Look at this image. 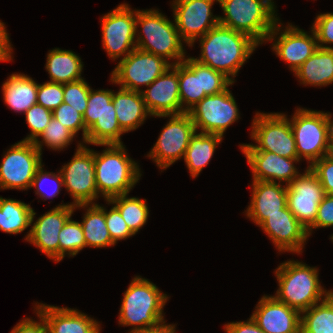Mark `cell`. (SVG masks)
Masks as SVG:
<instances>
[{
  "instance_id": "cell-1",
  "label": "cell",
  "mask_w": 333,
  "mask_h": 333,
  "mask_svg": "<svg viewBox=\"0 0 333 333\" xmlns=\"http://www.w3.org/2000/svg\"><path fill=\"white\" fill-rule=\"evenodd\" d=\"M197 39L200 42L201 53L193 59L221 72L233 83L240 68L259 46L248 35L221 24H217Z\"/></svg>"
},
{
  "instance_id": "cell-2",
  "label": "cell",
  "mask_w": 333,
  "mask_h": 333,
  "mask_svg": "<svg viewBox=\"0 0 333 333\" xmlns=\"http://www.w3.org/2000/svg\"><path fill=\"white\" fill-rule=\"evenodd\" d=\"M123 294L118 324L133 326L128 333H141L165 321L163 308L169 297L148 279L135 276Z\"/></svg>"
},
{
  "instance_id": "cell-3",
  "label": "cell",
  "mask_w": 333,
  "mask_h": 333,
  "mask_svg": "<svg viewBox=\"0 0 333 333\" xmlns=\"http://www.w3.org/2000/svg\"><path fill=\"white\" fill-rule=\"evenodd\" d=\"M275 270L279 288L273 296L300 313L323 301L333 292L322 287L317 267H310L298 260H288Z\"/></svg>"
},
{
  "instance_id": "cell-4",
  "label": "cell",
  "mask_w": 333,
  "mask_h": 333,
  "mask_svg": "<svg viewBox=\"0 0 333 333\" xmlns=\"http://www.w3.org/2000/svg\"><path fill=\"white\" fill-rule=\"evenodd\" d=\"M105 146L102 153L94 151L95 178L99 195L109 200L123 194H129L140 180L141 170L133 161L123 144Z\"/></svg>"
},
{
  "instance_id": "cell-5",
  "label": "cell",
  "mask_w": 333,
  "mask_h": 333,
  "mask_svg": "<svg viewBox=\"0 0 333 333\" xmlns=\"http://www.w3.org/2000/svg\"><path fill=\"white\" fill-rule=\"evenodd\" d=\"M165 16L158 9L136 10V48L160 56L169 63L173 60L171 65H176L186 57L185 42L175 21L172 23Z\"/></svg>"
},
{
  "instance_id": "cell-6",
  "label": "cell",
  "mask_w": 333,
  "mask_h": 333,
  "mask_svg": "<svg viewBox=\"0 0 333 333\" xmlns=\"http://www.w3.org/2000/svg\"><path fill=\"white\" fill-rule=\"evenodd\" d=\"M223 10L219 24L244 33L259 45L266 42L280 20L273 0H218Z\"/></svg>"
},
{
  "instance_id": "cell-7",
  "label": "cell",
  "mask_w": 333,
  "mask_h": 333,
  "mask_svg": "<svg viewBox=\"0 0 333 333\" xmlns=\"http://www.w3.org/2000/svg\"><path fill=\"white\" fill-rule=\"evenodd\" d=\"M290 120L298 158H305L308 167L331 153L329 112L297 108Z\"/></svg>"
},
{
  "instance_id": "cell-8",
  "label": "cell",
  "mask_w": 333,
  "mask_h": 333,
  "mask_svg": "<svg viewBox=\"0 0 333 333\" xmlns=\"http://www.w3.org/2000/svg\"><path fill=\"white\" fill-rule=\"evenodd\" d=\"M83 120L88 130L85 144H123L121 135L125 132L118 124L112 101V90L90 88L87 108Z\"/></svg>"
},
{
  "instance_id": "cell-9",
  "label": "cell",
  "mask_w": 333,
  "mask_h": 333,
  "mask_svg": "<svg viewBox=\"0 0 333 333\" xmlns=\"http://www.w3.org/2000/svg\"><path fill=\"white\" fill-rule=\"evenodd\" d=\"M249 144L255 151H268L285 158H298L290 120L284 113L257 112L251 125Z\"/></svg>"
},
{
  "instance_id": "cell-10",
  "label": "cell",
  "mask_w": 333,
  "mask_h": 333,
  "mask_svg": "<svg viewBox=\"0 0 333 333\" xmlns=\"http://www.w3.org/2000/svg\"><path fill=\"white\" fill-rule=\"evenodd\" d=\"M170 66L164 58L135 48L118 62L110 74V81L121 88L141 92V85L149 86Z\"/></svg>"
},
{
  "instance_id": "cell-11",
  "label": "cell",
  "mask_w": 333,
  "mask_h": 333,
  "mask_svg": "<svg viewBox=\"0 0 333 333\" xmlns=\"http://www.w3.org/2000/svg\"><path fill=\"white\" fill-rule=\"evenodd\" d=\"M155 117H169L156 143L147 154V157L151 158L163 171L184 157L196 128L188 113Z\"/></svg>"
},
{
  "instance_id": "cell-12",
  "label": "cell",
  "mask_w": 333,
  "mask_h": 333,
  "mask_svg": "<svg viewBox=\"0 0 333 333\" xmlns=\"http://www.w3.org/2000/svg\"><path fill=\"white\" fill-rule=\"evenodd\" d=\"M63 185L74 206L79 204H95L98 190L95 178L94 150L78 143L73 158L59 170Z\"/></svg>"
},
{
  "instance_id": "cell-13",
  "label": "cell",
  "mask_w": 333,
  "mask_h": 333,
  "mask_svg": "<svg viewBox=\"0 0 333 333\" xmlns=\"http://www.w3.org/2000/svg\"><path fill=\"white\" fill-rule=\"evenodd\" d=\"M42 154L34 142L19 141L4 153L0 163V190H28L37 169L42 165Z\"/></svg>"
},
{
  "instance_id": "cell-14",
  "label": "cell",
  "mask_w": 333,
  "mask_h": 333,
  "mask_svg": "<svg viewBox=\"0 0 333 333\" xmlns=\"http://www.w3.org/2000/svg\"><path fill=\"white\" fill-rule=\"evenodd\" d=\"M198 132L224 136L227 128L239 120V109L229 88L205 96L187 112Z\"/></svg>"
},
{
  "instance_id": "cell-15",
  "label": "cell",
  "mask_w": 333,
  "mask_h": 333,
  "mask_svg": "<svg viewBox=\"0 0 333 333\" xmlns=\"http://www.w3.org/2000/svg\"><path fill=\"white\" fill-rule=\"evenodd\" d=\"M101 18L103 49L114 61L124 59L136 48V10L123 3Z\"/></svg>"
},
{
  "instance_id": "cell-16",
  "label": "cell",
  "mask_w": 333,
  "mask_h": 333,
  "mask_svg": "<svg viewBox=\"0 0 333 333\" xmlns=\"http://www.w3.org/2000/svg\"><path fill=\"white\" fill-rule=\"evenodd\" d=\"M282 25L279 20L268 35L266 42L274 40L271 49L281 60L287 62L290 70L294 72L318 48L316 34L312 28L310 35L291 23H288L285 29Z\"/></svg>"
},
{
  "instance_id": "cell-17",
  "label": "cell",
  "mask_w": 333,
  "mask_h": 333,
  "mask_svg": "<svg viewBox=\"0 0 333 333\" xmlns=\"http://www.w3.org/2000/svg\"><path fill=\"white\" fill-rule=\"evenodd\" d=\"M218 0H173V17L181 39L192 47L197 38L204 36L219 24L212 6ZM214 16V17H213Z\"/></svg>"
},
{
  "instance_id": "cell-18",
  "label": "cell",
  "mask_w": 333,
  "mask_h": 333,
  "mask_svg": "<svg viewBox=\"0 0 333 333\" xmlns=\"http://www.w3.org/2000/svg\"><path fill=\"white\" fill-rule=\"evenodd\" d=\"M75 206L62 203L41 215L35 222L36 212L32 211L31 230L24 240L40 249L48 258L59 262V232L74 213ZM34 222V223H33Z\"/></svg>"
},
{
  "instance_id": "cell-19",
  "label": "cell",
  "mask_w": 333,
  "mask_h": 333,
  "mask_svg": "<svg viewBox=\"0 0 333 333\" xmlns=\"http://www.w3.org/2000/svg\"><path fill=\"white\" fill-rule=\"evenodd\" d=\"M324 196L321 182L309 167L287 185V206L306 229L314 223Z\"/></svg>"
},
{
  "instance_id": "cell-20",
  "label": "cell",
  "mask_w": 333,
  "mask_h": 333,
  "mask_svg": "<svg viewBox=\"0 0 333 333\" xmlns=\"http://www.w3.org/2000/svg\"><path fill=\"white\" fill-rule=\"evenodd\" d=\"M141 93L151 116L186 113L179 93V63L170 66Z\"/></svg>"
},
{
  "instance_id": "cell-21",
  "label": "cell",
  "mask_w": 333,
  "mask_h": 333,
  "mask_svg": "<svg viewBox=\"0 0 333 333\" xmlns=\"http://www.w3.org/2000/svg\"><path fill=\"white\" fill-rule=\"evenodd\" d=\"M242 153L251 168L253 179L289 185L300 172L294 166L299 158H285L268 151H255L249 144L240 145ZM295 162V164H294Z\"/></svg>"
},
{
  "instance_id": "cell-22",
  "label": "cell",
  "mask_w": 333,
  "mask_h": 333,
  "mask_svg": "<svg viewBox=\"0 0 333 333\" xmlns=\"http://www.w3.org/2000/svg\"><path fill=\"white\" fill-rule=\"evenodd\" d=\"M266 233L279 253H302L308 240L307 229L297 220L286 205L280 213L268 215L259 226Z\"/></svg>"
},
{
  "instance_id": "cell-23",
  "label": "cell",
  "mask_w": 333,
  "mask_h": 333,
  "mask_svg": "<svg viewBox=\"0 0 333 333\" xmlns=\"http://www.w3.org/2000/svg\"><path fill=\"white\" fill-rule=\"evenodd\" d=\"M251 317L265 333H300L301 330V313L272 295H263Z\"/></svg>"
},
{
  "instance_id": "cell-24",
  "label": "cell",
  "mask_w": 333,
  "mask_h": 333,
  "mask_svg": "<svg viewBox=\"0 0 333 333\" xmlns=\"http://www.w3.org/2000/svg\"><path fill=\"white\" fill-rule=\"evenodd\" d=\"M34 310L44 318L49 333H100L98 321L69 307L35 303Z\"/></svg>"
},
{
  "instance_id": "cell-25",
  "label": "cell",
  "mask_w": 333,
  "mask_h": 333,
  "mask_svg": "<svg viewBox=\"0 0 333 333\" xmlns=\"http://www.w3.org/2000/svg\"><path fill=\"white\" fill-rule=\"evenodd\" d=\"M251 186V202L245 215L260 226L268 215L280 213V210L287 205V185L253 180Z\"/></svg>"
},
{
  "instance_id": "cell-26",
  "label": "cell",
  "mask_w": 333,
  "mask_h": 333,
  "mask_svg": "<svg viewBox=\"0 0 333 333\" xmlns=\"http://www.w3.org/2000/svg\"><path fill=\"white\" fill-rule=\"evenodd\" d=\"M112 101L118 124L125 133L139 128L147 116H151L139 91L120 87L117 92L112 91Z\"/></svg>"
},
{
  "instance_id": "cell-27",
  "label": "cell",
  "mask_w": 333,
  "mask_h": 333,
  "mask_svg": "<svg viewBox=\"0 0 333 333\" xmlns=\"http://www.w3.org/2000/svg\"><path fill=\"white\" fill-rule=\"evenodd\" d=\"M300 84L327 86L333 83V49L320 48L294 72Z\"/></svg>"
},
{
  "instance_id": "cell-28",
  "label": "cell",
  "mask_w": 333,
  "mask_h": 333,
  "mask_svg": "<svg viewBox=\"0 0 333 333\" xmlns=\"http://www.w3.org/2000/svg\"><path fill=\"white\" fill-rule=\"evenodd\" d=\"M38 83L28 75L12 73L2 85L4 103L18 113L37 104Z\"/></svg>"
},
{
  "instance_id": "cell-29",
  "label": "cell",
  "mask_w": 333,
  "mask_h": 333,
  "mask_svg": "<svg viewBox=\"0 0 333 333\" xmlns=\"http://www.w3.org/2000/svg\"><path fill=\"white\" fill-rule=\"evenodd\" d=\"M45 69L50 76V82L66 84L83 79L81 74L83 62L71 50L55 48L49 50Z\"/></svg>"
},
{
  "instance_id": "cell-30",
  "label": "cell",
  "mask_w": 333,
  "mask_h": 333,
  "mask_svg": "<svg viewBox=\"0 0 333 333\" xmlns=\"http://www.w3.org/2000/svg\"><path fill=\"white\" fill-rule=\"evenodd\" d=\"M86 209L81 222L86 247L105 248L112 247L115 244L112 242L109 230L105 221V208L95 204H79L75 205L76 209Z\"/></svg>"
},
{
  "instance_id": "cell-31",
  "label": "cell",
  "mask_w": 333,
  "mask_h": 333,
  "mask_svg": "<svg viewBox=\"0 0 333 333\" xmlns=\"http://www.w3.org/2000/svg\"><path fill=\"white\" fill-rule=\"evenodd\" d=\"M179 93L182 109L187 113L207 96L202 89L201 63L193 57L179 62Z\"/></svg>"
},
{
  "instance_id": "cell-32",
  "label": "cell",
  "mask_w": 333,
  "mask_h": 333,
  "mask_svg": "<svg viewBox=\"0 0 333 333\" xmlns=\"http://www.w3.org/2000/svg\"><path fill=\"white\" fill-rule=\"evenodd\" d=\"M222 138L223 136L218 134L197 133V131L191 137L183 159L192 178L198 177L203 168L209 164Z\"/></svg>"
},
{
  "instance_id": "cell-33",
  "label": "cell",
  "mask_w": 333,
  "mask_h": 333,
  "mask_svg": "<svg viewBox=\"0 0 333 333\" xmlns=\"http://www.w3.org/2000/svg\"><path fill=\"white\" fill-rule=\"evenodd\" d=\"M32 211L29 204L0 196V230L9 234L22 233L31 225Z\"/></svg>"
},
{
  "instance_id": "cell-34",
  "label": "cell",
  "mask_w": 333,
  "mask_h": 333,
  "mask_svg": "<svg viewBox=\"0 0 333 333\" xmlns=\"http://www.w3.org/2000/svg\"><path fill=\"white\" fill-rule=\"evenodd\" d=\"M113 204L120 212L130 231L135 235L147 222L149 208L146 199L128 197V194L106 200Z\"/></svg>"
},
{
  "instance_id": "cell-35",
  "label": "cell",
  "mask_w": 333,
  "mask_h": 333,
  "mask_svg": "<svg viewBox=\"0 0 333 333\" xmlns=\"http://www.w3.org/2000/svg\"><path fill=\"white\" fill-rule=\"evenodd\" d=\"M301 329L305 333H333V292L301 313Z\"/></svg>"
},
{
  "instance_id": "cell-36",
  "label": "cell",
  "mask_w": 333,
  "mask_h": 333,
  "mask_svg": "<svg viewBox=\"0 0 333 333\" xmlns=\"http://www.w3.org/2000/svg\"><path fill=\"white\" fill-rule=\"evenodd\" d=\"M59 262L68 255L74 257L86 247V241L82 225L78 221L72 220V216L67 220L59 232Z\"/></svg>"
},
{
  "instance_id": "cell-37",
  "label": "cell",
  "mask_w": 333,
  "mask_h": 333,
  "mask_svg": "<svg viewBox=\"0 0 333 333\" xmlns=\"http://www.w3.org/2000/svg\"><path fill=\"white\" fill-rule=\"evenodd\" d=\"M40 139H37L34 144L35 147L42 154L43 145L52 150H63L66 149L68 145L73 141L75 135L65 126L52 117L50 123L46 126L44 132L40 135Z\"/></svg>"
},
{
  "instance_id": "cell-38",
  "label": "cell",
  "mask_w": 333,
  "mask_h": 333,
  "mask_svg": "<svg viewBox=\"0 0 333 333\" xmlns=\"http://www.w3.org/2000/svg\"><path fill=\"white\" fill-rule=\"evenodd\" d=\"M24 115L31 131L23 141L35 142L50 123L53 113L42 105L35 104L32 105Z\"/></svg>"
},
{
  "instance_id": "cell-39",
  "label": "cell",
  "mask_w": 333,
  "mask_h": 333,
  "mask_svg": "<svg viewBox=\"0 0 333 333\" xmlns=\"http://www.w3.org/2000/svg\"><path fill=\"white\" fill-rule=\"evenodd\" d=\"M90 88L84 78L63 84V102L71 105L76 111L84 115L85 109L87 108Z\"/></svg>"
},
{
  "instance_id": "cell-40",
  "label": "cell",
  "mask_w": 333,
  "mask_h": 333,
  "mask_svg": "<svg viewBox=\"0 0 333 333\" xmlns=\"http://www.w3.org/2000/svg\"><path fill=\"white\" fill-rule=\"evenodd\" d=\"M53 117L60 121L63 126L68 128L75 136L82 130V143L85 144L88 130L85 127L83 115L76 111L71 105L63 102L58 108L52 111Z\"/></svg>"
},
{
  "instance_id": "cell-41",
  "label": "cell",
  "mask_w": 333,
  "mask_h": 333,
  "mask_svg": "<svg viewBox=\"0 0 333 333\" xmlns=\"http://www.w3.org/2000/svg\"><path fill=\"white\" fill-rule=\"evenodd\" d=\"M43 164L37 169L35 176L33 178L31 188L35 187V194L39 198H42L46 201L47 198L56 197L60 194L61 187H63V179L60 171L55 174L54 172H47L43 168ZM49 180L53 183L52 191L50 193H47V191L44 189L43 185H45ZM45 183V184H44ZM50 183V182H49ZM54 187V188H53Z\"/></svg>"
},
{
  "instance_id": "cell-42",
  "label": "cell",
  "mask_w": 333,
  "mask_h": 333,
  "mask_svg": "<svg viewBox=\"0 0 333 333\" xmlns=\"http://www.w3.org/2000/svg\"><path fill=\"white\" fill-rule=\"evenodd\" d=\"M201 83L207 96L220 93L233 85L224 74L204 64H201Z\"/></svg>"
},
{
  "instance_id": "cell-43",
  "label": "cell",
  "mask_w": 333,
  "mask_h": 333,
  "mask_svg": "<svg viewBox=\"0 0 333 333\" xmlns=\"http://www.w3.org/2000/svg\"><path fill=\"white\" fill-rule=\"evenodd\" d=\"M63 103V84L45 82L38 84L37 104L42 105L50 111L58 108Z\"/></svg>"
},
{
  "instance_id": "cell-44",
  "label": "cell",
  "mask_w": 333,
  "mask_h": 333,
  "mask_svg": "<svg viewBox=\"0 0 333 333\" xmlns=\"http://www.w3.org/2000/svg\"><path fill=\"white\" fill-rule=\"evenodd\" d=\"M105 221L114 244L134 236L115 206L112 205L109 211L105 208Z\"/></svg>"
},
{
  "instance_id": "cell-45",
  "label": "cell",
  "mask_w": 333,
  "mask_h": 333,
  "mask_svg": "<svg viewBox=\"0 0 333 333\" xmlns=\"http://www.w3.org/2000/svg\"><path fill=\"white\" fill-rule=\"evenodd\" d=\"M317 38V44L320 48L333 49V13H321L316 16L311 27ZM327 44H330L327 45Z\"/></svg>"
},
{
  "instance_id": "cell-46",
  "label": "cell",
  "mask_w": 333,
  "mask_h": 333,
  "mask_svg": "<svg viewBox=\"0 0 333 333\" xmlns=\"http://www.w3.org/2000/svg\"><path fill=\"white\" fill-rule=\"evenodd\" d=\"M318 177L325 194L333 196V154H327L309 167Z\"/></svg>"
},
{
  "instance_id": "cell-47",
  "label": "cell",
  "mask_w": 333,
  "mask_h": 333,
  "mask_svg": "<svg viewBox=\"0 0 333 333\" xmlns=\"http://www.w3.org/2000/svg\"><path fill=\"white\" fill-rule=\"evenodd\" d=\"M333 226V196L325 194L320 202L317 217L314 223L307 229V234L310 236L313 229L327 228Z\"/></svg>"
},
{
  "instance_id": "cell-48",
  "label": "cell",
  "mask_w": 333,
  "mask_h": 333,
  "mask_svg": "<svg viewBox=\"0 0 333 333\" xmlns=\"http://www.w3.org/2000/svg\"><path fill=\"white\" fill-rule=\"evenodd\" d=\"M35 312L40 318L39 322L25 317L13 327L10 333H49L43 316L38 311L35 310Z\"/></svg>"
},
{
  "instance_id": "cell-49",
  "label": "cell",
  "mask_w": 333,
  "mask_h": 333,
  "mask_svg": "<svg viewBox=\"0 0 333 333\" xmlns=\"http://www.w3.org/2000/svg\"><path fill=\"white\" fill-rule=\"evenodd\" d=\"M226 333H265L250 316L247 321H236L224 324Z\"/></svg>"
},
{
  "instance_id": "cell-50",
  "label": "cell",
  "mask_w": 333,
  "mask_h": 333,
  "mask_svg": "<svg viewBox=\"0 0 333 333\" xmlns=\"http://www.w3.org/2000/svg\"><path fill=\"white\" fill-rule=\"evenodd\" d=\"M12 49V44L10 42L5 24L0 20V61L9 62L13 60Z\"/></svg>"
},
{
  "instance_id": "cell-51",
  "label": "cell",
  "mask_w": 333,
  "mask_h": 333,
  "mask_svg": "<svg viewBox=\"0 0 333 333\" xmlns=\"http://www.w3.org/2000/svg\"><path fill=\"white\" fill-rule=\"evenodd\" d=\"M176 326L175 324H166V321L158 324L155 327H151L146 331H143L141 333H176Z\"/></svg>"
},
{
  "instance_id": "cell-52",
  "label": "cell",
  "mask_w": 333,
  "mask_h": 333,
  "mask_svg": "<svg viewBox=\"0 0 333 333\" xmlns=\"http://www.w3.org/2000/svg\"><path fill=\"white\" fill-rule=\"evenodd\" d=\"M329 117H330V134H331V153L333 154V120L331 113H329Z\"/></svg>"
}]
</instances>
